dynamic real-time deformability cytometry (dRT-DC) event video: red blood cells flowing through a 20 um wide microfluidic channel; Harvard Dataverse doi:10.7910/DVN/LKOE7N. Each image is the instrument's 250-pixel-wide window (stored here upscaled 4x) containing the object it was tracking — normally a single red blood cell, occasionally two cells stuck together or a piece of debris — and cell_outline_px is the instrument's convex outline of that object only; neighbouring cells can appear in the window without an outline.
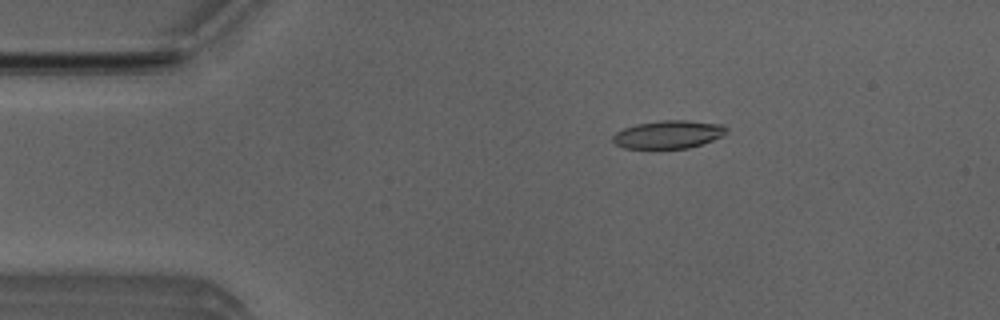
{"species": "Egyptian fruit bat (a non-hibernating species)", "species_latin": "Rousettus aegyptiacus", "temperature_condition": "room temperature", "stored_images_in_passage": 3, "camera_frame_rate_fps": 3000, "um_per_image_px": 0.085, "animal": {"sex": "male"}, "frame": {"image": 1, "passage_image": 1, "time_ms": 0.0, "image_size_px": [1000, 320], "cell_outline_px": [[728, 128], [720, 136], [712, 140], [688, 148], [624, 148], [616, 144], [612, 140], [612, 136], [616, 132], [624, 128], [636, 124], [664, 120], [684, 120], [724, 124]], "centroid_in_image_um": [56.79, 11.42], "position_along_channel_um": 28.2, "area_um2": 18.32}}